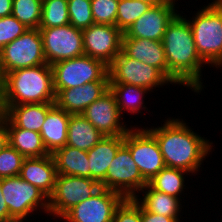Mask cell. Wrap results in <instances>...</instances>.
Returning a JSON list of instances; mask_svg holds the SVG:
<instances>
[{
	"mask_svg": "<svg viewBox=\"0 0 222 222\" xmlns=\"http://www.w3.org/2000/svg\"><path fill=\"white\" fill-rule=\"evenodd\" d=\"M162 44L171 83L188 86L194 92L203 89L200 74L204 62L197 52L189 20L177 14L167 25Z\"/></svg>",
	"mask_w": 222,
	"mask_h": 222,
	"instance_id": "cell-1",
	"label": "cell"
},
{
	"mask_svg": "<svg viewBox=\"0 0 222 222\" xmlns=\"http://www.w3.org/2000/svg\"><path fill=\"white\" fill-rule=\"evenodd\" d=\"M158 142L165 166L195 173L209 154L212 143L193 132L183 120H167L158 128L147 129Z\"/></svg>",
	"mask_w": 222,
	"mask_h": 222,
	"instance_id": "cell-2",
	"label": "cell"
},
{
	"mask_svg": "<svg viewBox=\"0 0 222 222\" xmlns=\"http://www.w3.org/2000/svg\"><path fill=\"white\" fill-rule=\"evenodd\" d=\"M53 72L49 64L22 68L2 77L3 105L55 103Z\"/></svg>",
	"mask_w": 222,
	"mask_h": 222,
	"instance_id": "cell-3",
	"label": "cell"
},
{
	"mask_svg": "<svg viewBox=\"0 0 222 222\" xmlns=\"http://www.w3.org/2000/svg\"><path fill=\"white\" fill-rule=\"evenodd\" d=\"M197 52L206 64L222 65V0H215L189 21Z\"/></svg>",
	"mask_w": 222,
	"mask_h": 222,
	"instance_id": "cell-4",
	"label": "cell"
},
{
	"mask_svg": "<svg viewBox=\"0 0 222 222\" xmlns=\"http://www.w3.org/2000/svg\"><path fill=\"white\" fill-rule=\"evenodd\" d=\"M51 67L56 95L63 89L80 87L94 81H109L108 66L85 54L58 61Z\"/></svg>",
	"mask_w": 222,
	"mask_h": 222,
	"instance_id": "cell-5",
	"label": "cell"
},
{
	"mask_svg": "<svg viewBox=\"0 0 222 222\" xmlns=\"http://www.w3.org/2000/svg\"><path fill=\"white\" fill-rule=\"evenodd\" d=\"M39 28L28 29L0 50V76L14 70L46 64Z\"/></svg>",
	"mask_w": 222,
	"mask_h": 222,
	"instance_id": "cell-6",
	"label": "cell"
},
{
	"mask_svg": "<svg viewBox=\"0 0 222 222\" xmlns=\"http://www.w3.org/2000/svg\"><path fill=\"white\" fill-rule=\"evenodd\" d=\"M1 190L9 214L15 221L25 220L32 211L37 210L38 206L48 213L49 198L19 175L1 178Z\"/></svg>",
	"mask_w": 222,
	"mask_h": 222,
	"instance_id": "cell-7",
	"label": "cell"
},
{
	"mask_svg": "<svg viewBox=\"0 0 222 222\" xmlns=\"http://www.w3.org/2000/svg\"><path fill=\"white\" fill-rule=\"evenodd\" d=\"M101 189V183L92 178L58 174L54 191L49 197L48 212L62 218L75 205Z\"/></svg>",
	"mask_w": 222,
	"mask_h": 222,
	"instance_id": "cell-8",
	"label": "cell"
},
{
	"mask_svg": "<svg viewBox=\"0 0 222 222\" xmlns=\"http://www.w3.org/2000/svg\"><path fill=\"white\" fill-rule=\"evenodd\" d=\"M108 76L110 84L141 86L147 90L171 83L158 68L130 58L122 50L108 65Z\"/></svg>",
	"mask_w": 222,
	"mask_h": 222,
	"instance_id": "cell-9",
	"label": "cell"
},
{
	"mask_svg": "<svg viewBox=\"0 0 222 222\" xmlns=\"http://www.w3.org/2000/svg\"><path fill=\"white\" fill-rule=\"evenodd\" d=\"M147 183L132 159L130 150L123 144L110 163L101 186L121 194L124 198H135V191H141Z\"/></svg>",
	"mask_w": 222,
	"mask_h": 222,
	"instance_id": "cell-10",
	"label": "cell"
},
{
	"mask_svg": "<svg viewBox=\"0 0 222 222\" xmlns=\"http://www.w3.org/2000/svg\"><path fill=\"white\" fill-rule=\"evenodd\" d=\"M39 30L47 64L84 55L82 30L71 24Z\"/></svg>",
	"mask_w": 222,
	"mask_h": 222,
	"instance_id": "cell-11",
	"label": "cell"
},
{
	"mask_svg": "<svg viewBox=\"0 0 222 222\" xmlns=\"http://www.w3.org/2000/svg\"><path fill=\"white\" fill-rule=\"evenodd\" d=\"M124 145L147 182L165 167L158 142L147 128L129 130L124 135Z\"/></svg>",
	"mask_w": 222,
	"mask_h": 222,
	"instance_id": "cell-12",
	"label": "cell"
},
{
	"mask_svg": "<svg viewBox=\"0 0 222 222\" xmlns=\"http://www.w3.org/2000/svg\"><path fill=\"white\" fill-rule=\"evenodd\" d=\"M124 199L121 194L102 188L75 205L62 218L66 222H113L115 210Z\"/></svg>",
	"mask_w": 222,
	"mask_h": 222,
	"instance_id": "cell-13",
	"label": "cell"
},
{
	"mask_svg": "<svg viewBox=\"0 0 222 222\" xmlns=\"http://www.w3.org/2000/svg\"><path fill=\"white\" fill-rule=\"evenodd\" d=\"M84 54L107 66L121 52L123 32L116 25L92 24L82 30Z\"/></svg>",
	"mask_w": 222,
	"mask_h": 222,
	"instance_id": "cell-14",
	"label": "cell"
},
{
	"mask_svg": "<svg viewBox=\"0 0 222 222\" xmlns=\"http://www.w3.org/2000/svg\"><path fill=\"white\" fill-rule=\"evenodd\" d=\"M81 115L99 130L104 137L124 136L130 130L120 122L121 113L117 106L115 95L110 90L89 105Z\"/></svg>",
	"mask_w": 222,
	"mask_h": 222,
	"instance_id": "cell-15",
	"label": "cell"
},
{
	"mask_svg": "<svg viewBox=\"0 0 222 222\" xmlns=\"http://www.w3.org/2000/svg\"><path fill=\"white\" fill-rule=\"evenodd\" d=\"M175 5H152L127 28L122 38H143L162 41L167 25L177 15Z\"/></svg>",
	"mask_w": 222,
	"mask_h": 222,
	"instance_id": "cell-16",
	"label": "cell"
},
{
	"mask_svg": "<svg viewBox=\"0 0 222 222\" xmlns=\"http://www.w3.org/2000/svg\"><path fill=\"white\" fill-rule=\"evenodd\" d=\"M110 90L109 81H94L80 87L61 90L56 95L55 104L70 114L82 112L95 100Z\"/></svg>",
	"mask_w": 222,
	"mask_h": 222,
	"instance_id": "cell-17",
	"label": "cell"
},
{
	"mask_svg": "<svg viewBox=\"0 0 222 222\" xmlns=\"http://www.w3.org/2000/svg\"><path fill=\"white\" fill-rule=\"evenodd\" d=\"M57 175L52 154L43 157L25 158L19 174L24 181L37 187L48 198L54 191Z\"/></svg>",
	"mask_w": 222,
	"mask_h": 222,
	"instance_id": "cell-18",
	"label": "cell"
},
{
	"mask_svg": "<svg viewBox=\"0 0 222 222\" xmlns=\"http://www.w3.org/2000/svg\"><path fill=\"white\" fill-rule=\"evenodd\" d=\"M121 50L130 58L158 68L167 77V62L162 41L122 38Z\"/></svg>",
	"mask_w": 222,
	"mask_h": 222,
	"instance_id": "cell-19",
	"label": "cell"
},
{
	"mask_svg": "<svg viewBox=\"0 0 222 222\" xmlns=\"http://www.w3.org/2000/svg\"><path fill=\"white\" fill-rule=\"evenodd\" d=\"M70 115L56 104L48 111L40 134L49 154H53L57 149L66 145Z\"/></svg>",
	"mask_w": 222,
	"mask_h": 222,
	"instance_id": "cell-20",
	"label": "cell"
},
{
	"mask_svg": "<svg viewBox=\"0 0 222 222\" xmlns=\"http://www.w3.org/2000/svg\"><path fill=\"white\" fill-rule=\"evenodd\" d=\"M123 144L124 136H106L87 151L90 178L100 183L105 179L110 163Z\"/></svg>",
	"mask_w": 222,
	"mask_h": 222,
	"instance_id": "cell-21",
	"label": "cell"
},
{
	"mask_svg": "<svg viewBox=\"0 0 222 222\" xmlns=\"http://www.w3.org/2000/svg\"><path fill=\"white\" fill-rule=\"evenodd\" d=\"M55 103L3 105L5 116L17 127L40 133L48 111Z\"/></svg>",
	"mask_w": 222,
	"mask_h": 222,
	"instance_id": "cell-22",
	"label": "cell"
},
{
	"mask_svg": "<svg viewBox=\"0 0 222 222\" xmlns=\"http://www.w3.org/2000/svg\"><path fill=\"white\" fill-rule=\"evenodd\" d=\"M104 138L83 115L71 114L68 121L67 146L89 151Z\"/></svg>",
	"mask_w": 222,
	"mask_h": 222,
	"instance_id": "cell-23",
	"label": "cell"
},
{
	"mask_svg": "<svg viewBox=\"0 0 222 222\" xmlns=\"http://www.w3.org/2000/svg\"><path fill=\"white\" fill-rule=\"evenodd\" d=\"M6 127L9 134V144L25 158L49 155L40 133L17 128L7 117Z\"/></svg>",
	"mask_w": 222,
	"mask_h": 222,
	"instance_id": "cell-24",
	"label": "cell"
},
{
	"mask_svg": "<svg viewBox=\"0 0 222 222\" xmlns=\"http://www.w3.org/2000/svg\"><path fill=\"white\" fill-rule=\"evenodd\" d=\"M57 174L90 178L87 151L65 145L52 154Z\"/></svg>",
	"mask_w": 222,
	"mask_h": 222,
	"instance_id": "cell-25",
	"label": "cell"
},
{
	"mask_svg": "<svg viewBox=\"0 0 222 222\" xmlns=\"http://www.w3.org/2000/svg\"><path fill=\"white\" fill-rule=\"evenodd\" d=\"M147 190L144 192V190ZM144 198L141 202L138 200V196L134 199L148 212H152L158 215H164L167 217H178L180 209V200L175 196H171L165 193L158 192L152 189L148 184L143 188Z\"/></svg>",
	"mask_w": 222,
	"mask_h": 222,
	"instance_id": "cell-26",
	"label": "cell"
},
{
	"mask_svg": "<svg viewBox=\"0 0 222 222\" xmlns=\"http://www.w3.org/2000/svg\"><path fill=\"white\" fill-rule=\"evenodd\" d=\"M110 91L115 95L116 103L122 115V111L136 113L143 105L146 88L127 84H110ZM124 109V110H123Z\"/></svg>",
	"mask_w": 222,
	"mask_h": 222,
	"instance_id": "cell-27",
	"label": "cell"
},
{
	"mask_svg": "<svg viewBox=\"0 0 222 222\" xmlns=\"http://www.w3.org/2000/svg\"><path fill=\"white\" fill-rule=\"evenodd\" d=\"M188 172L165 166L156 176H154L148 185L161 193H165L178 198L179 193L184 189V174Z\"/></svg>",
	"mask_w": 222,
	"mask_h": 222,
	"instance_id": "cell-28",
	"label": "cell"
},
{
	"mask_svg": "<svg viewBox=\"0 0 222 222\" xmlns=\"http://www.w3.org/2000/svg\"><path fill=\"white\" fill-rule=\"evenodd\" d=\"M67 0H42L39 28H52L70 24Z\"/></svg>",
	"mask_w": 222,
	"mask_h": 222,
	"instance_id": "cell-29",
	"label": "cell"
},
{
	"mask_svg": "<svg viewBox=\"0 0 222 222\" xmlns=\"http://www.w3.org/2000/svg\"><path fill=\"white\" fill-rule=\"evenodd\" d=\"M42 0H13L12 15L28 29H37L41 22Z\"/></svg>",
	"mask_w": 222,
	"mask_h": 222,
	"instance_id": "cell-30",
	"label": "cell"
},
{
	"mask_svg": "<svg viewBox=\"0 0 222 222\" xmlns=\"http://www.w3.org/2000/svg\"><path fill=\"white\" fill-rule=\"evenodd\" d=\"M151 6L142 0H119L115 25L124 33Z\"/></svg>",
	"mask_w": 222,
	"mask_h": 222,
	"instance_id": "cell-31",
	"label": "cell"
},
{
	"mask_svg": "<svg viewBox=\"0 0 222 222\" xmlns=\"http://www.w3.org/2000/svg\"><path fill=\"white\" fill-rule=\"evenodd\" d=\"M69 21L72 26L83 30L94 24L91 0H67Z\"/></svg>",
	"mask_w": 222,
	"mask_h": 222,
	"instance_id": "cell-32",
	"label": "cell"
},
{
	"mask_svg": "<svg viewBox=\"0 0 222 222\" xmlns=\"http://www.w3.org/2000/svg\"><path fill=\"white\" fill-rule=\"evenodd\" d=\"M24 159L10 144L0 151V179L18 176Z\"/></svg>",
	"mask_w": 222,
	"mask_h": 222,
	"instance_id": "cell-33",
	"label": "cell"
},
{
	"mask_svg": "<svg viewBox=\"0 0 222 222\" xmlns=\"http://www.w3.org/2000/svg\"><path fill=\"white\" fill-rule=\"evenodd\" d=\"M119 0H91L94 24L115 25Z\"/></svg>",
	"mask_w": 222,
	"mask_h": 222,
	"instance_id": "cell-34",
	"label": "cell"
},
{
	"mask_svg": "<svg viewBox=\"0 0 222 222\" xmlns=\"http://www.w3.org/2000/svg\"><path fill=\"white\" fill-rule=\"evenodd\" d=\"M27 30L13 15L0 18V50Z\"/></svg>",
	"mask_w": 222,
	"mask_h": 222,
	"instance_id": "cell-35",
	"label": "cell"
},
{
	"mask_svg": "<svg viewBox=\"0 0 222 222\" xmlns=\"http://www.w3.org/2000/svg\"><path fill=\"white\" fill-rule=\"evenodd\" d=\"M113 222H141V205L134 198H125L116 208Z\"/></svg>",
	"mask_w": 222,
	"mask_h": 222,
	"instance_id": "cell-36",
	"label": "cell"
},
{
	"mask_svg": "<svg viewBox=\"0 0 222 222\" xmlns=\"http://www.w3.org/2000/svg\"><path fill=\"white\" fill-rule=\"evenodd\" d=\"M179 217H167L146 211L141 206V222H179Z\"/></svg>",
	"mask_w": 222,
	"mask_h": 222,
	"instance_id": "cell-37",
	"label": "cell"
},
{
	"mask_svg": "<svg viewBox=\"0 0 222 222\" xmlns=\"http://www.w3.org/2000/svg\"><path fill=\"white\" fill-rule=\"evenodd\" d=\"M15 221L9 214L7 204L1 190V179H0V222H13Z\"/></svg>",
	"mask_w": 222,
	"mask_h": 222,
	"instance_id": "cell-38",
	"label": "cell"
},
{
	"mask_svg": "<svg viewBox=\"0 0 222 222\" xmlns=\"http://www.w3.org/2000/svg\"><path fill=\"white\" fill-rule=\"evenodd\" d=\"M9 145V134L6 127V116L0 118V151Z\"/></svg>",
	"mask_w": 222,
	"mask_h": 222,
	"instance_id": "cell-39",
	"label": "cell"
},
{
	"mask_svg": "<svg viewBox=\"0 0 222 222\" xmlns=\"http://www.w3.org/2000/svg\"><path fill=\"white\" fill-rule=\"evenodd\" d=\"M13 0H0V18L12 15Z\"/></svg>",
	"mask_w": 222,
	"mask_h": 222,
	"instance_id": "cell-40",
	"label": "cell"
},
{
	"mask_svg": "<svg viewBox=\"0 0 222 222\" xmlns=\"http://www.w3.org/2000/svg\"><path fill=\"white\" fill-rule=\"evenodd\" d=\"M150 3L151 5H174L175 0H142Z\"/></svg>",
	"mask_w": 222,
	"mask_h": 222,
	"instance_id": "cell-41",
	"label": "cell"
},
{
	"mask_svg": "<svg viewBox=\"0 0 222 222\" xmlns=\"http://www.w3.org/2000/svg\"><path fill=\"white\" fill-rule=\"evenodd\" d=\"M4 115H5V110L2 101V77L0 76V118L4 117Z\"/></svg>",
	"mask_w": 222,
	"mask_h": 222,
	"instance_id": "cell-42",
	"label": "cell"
},
{
	"mask_svg": "<svg viewBox=\"0 0 222 222\" xmlns=\"http://www.w3.org/2000/svg\"><path fill=\"white\" fill-rule=\"evenodd\" d=\"M13 222H23V220H17V221H13Z\"/></svg>",
	"mask_w": 222,
	"mask_h": 222,
	"instance_id": "cell-43",
	"label": "cell"
}]
</instances>
